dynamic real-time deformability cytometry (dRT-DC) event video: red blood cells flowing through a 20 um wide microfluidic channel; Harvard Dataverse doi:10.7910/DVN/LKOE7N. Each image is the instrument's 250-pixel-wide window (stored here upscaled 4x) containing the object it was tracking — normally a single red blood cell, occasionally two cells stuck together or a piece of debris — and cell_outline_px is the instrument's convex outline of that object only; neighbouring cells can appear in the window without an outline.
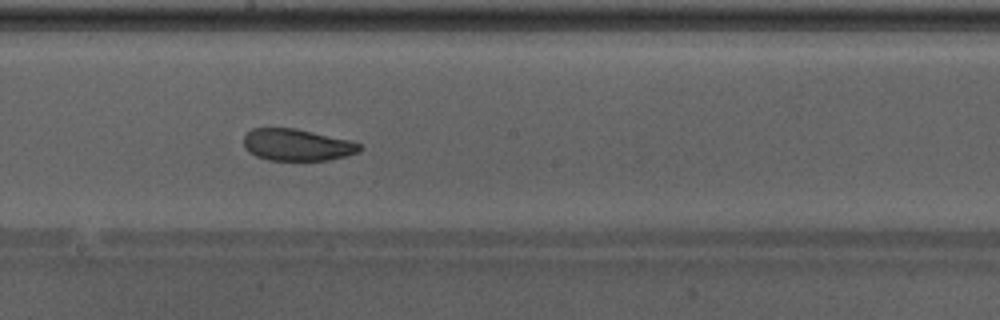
{"species": "Egyptian fruit bat (a non-hibernating species)", "species_latin": "Rousettus aegyptiacus", "temperature_condition": "warm", "stored_images_in_passage": 38, "camera_frame_rate_fps": 3000, "um_per_image_px": 0.085, "animal": {"sex": "male"}, "frame": {"image": 1, "passage_image": 17, "time_ms": 5.333, "image_size_px": [1000, 320], "cell_outline_px": [[364, 148], [360, 152], [328, 160], [268, 160], [256, 156], [248, 152], [244, 148], [244, 136], [252, 128], [296, 128], [352, 140], [360, 144]], "centroid_in_image_um": [25.27, 12.31], "position_along_channel_um": 222.9, "area_um2": 21.73}, "authors_computed_cell_mechanics": {"area_um2": 23.2645, "velocity_mm_per_s": 4.26, "shape_relaxation_time_tau1_ms": 3.9033, "shape_relaxation_time_tau2_ms": 2.145, "deformation_change_tau1": 0.0928, "deformation_change_tau2": 0.0793}}